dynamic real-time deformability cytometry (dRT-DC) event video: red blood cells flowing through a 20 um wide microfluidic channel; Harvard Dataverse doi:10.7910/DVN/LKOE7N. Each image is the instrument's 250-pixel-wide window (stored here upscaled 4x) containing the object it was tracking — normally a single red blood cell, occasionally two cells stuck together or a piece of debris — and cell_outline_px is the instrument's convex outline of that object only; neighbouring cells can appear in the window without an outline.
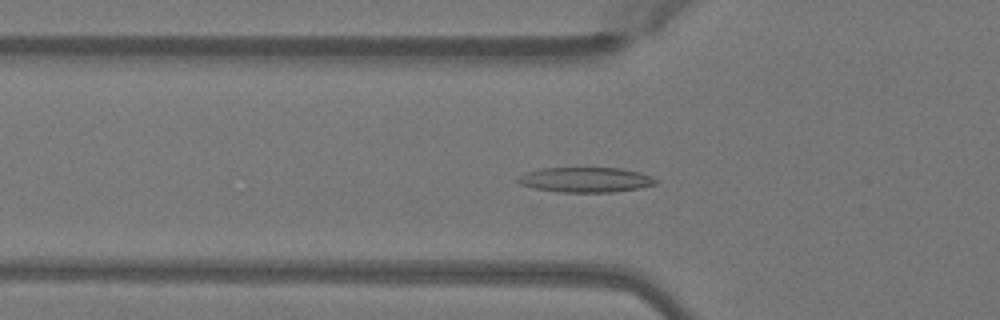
{"species": "Egyptian fruit bat (a non-hibernating species)", "species_latin": "Rousettus aegyptiacus", "temperature_condition": "warm", "stored_images_in_passage": 41, "camera_frame_rate_fps": 3000, "um_per_image_px": 0.085, "animal": {"sex": "female"}, "frame": {"image": 1, "passage_image": 8, "time_ms": 2.333, "image_size_px": [1000, 320], "cell_outline_px": [[656, 184], [640, 188], [612, 192], [560, 192], [536, 188], [520, 184], [516, 180], [520, 176], [528, 172], [540, 168], [620, 168], [640, 172], [652, 176], [656, 180]], "centroid_in_image_um": [49.81, 15.28], "position_along_channel_um": 76.0, "area_um2": 19.94}}
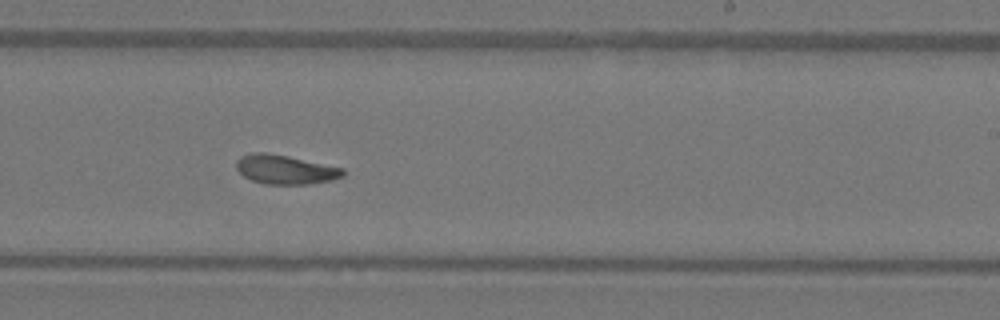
{"frame": {"image": 2, "passage_image": 22, "time_ms": 7.0, "image_size_px": [1000, 320], "cell_outline_px": [[344, 176], [332, 180], [308, 184], [264, 184], [252, 180], [244, 176], [236, 168], [236, 160], [240, 156], [252, 152], [264, 152], [288, 156], [344, 168]], "centroid_in_image_um": [24.23, 14.4], "position_along_channel_um": 264.8, "area_um2": 18.15}}
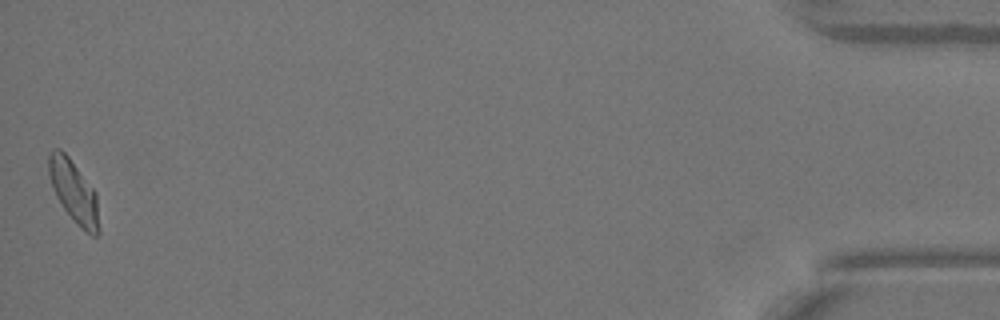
{"frame": {"image": 3, "passage_image": 41, "time_ms": 13.333, "image_size_px": [1000, 320], "cell_outline_px": [[100, 232], [96, 236], [92, 236], [80, 228], [76, 224], [64, 208], [56, 196], [52, 188], [48, 176], [48, 152], [52, 148], [60, 148], [68, 156], [96, 192], [100, 228]], "centroid_in_image_um": [6.26, 16.29], "position_along_channel_um": 428.9, "area_um2": 18.5}, "authors_computed_cell_mechanics": {"area_um2": 18.1492, "velocity_mm_per_s": 4.0365, "shape_relaxation_time_tau1_ms": 10.7554, "shape_relaxation_time_tau2_ms": 2.5412, "deformation_change_tau1": 0.2688, "deformation_change_tau2": 0.0811}}